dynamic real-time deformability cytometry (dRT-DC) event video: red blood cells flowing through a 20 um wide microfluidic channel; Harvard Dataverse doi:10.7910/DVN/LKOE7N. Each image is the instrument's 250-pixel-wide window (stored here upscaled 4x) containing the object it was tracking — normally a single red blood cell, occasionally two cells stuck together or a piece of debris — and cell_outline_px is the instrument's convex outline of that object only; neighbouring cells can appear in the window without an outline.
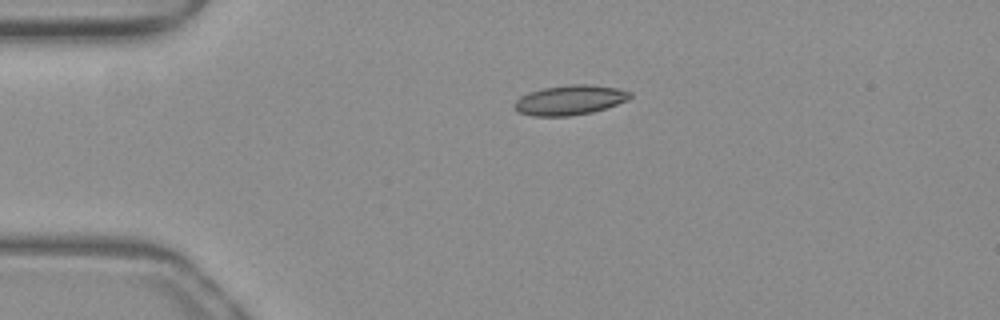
{"species": "common noctule bat (a hibernating species)", "species_latin": "Nyctalus noctula", "temperature_condition": "warm", "stored_images_in_passage": 41, "camera_frame_rate_fps": 3000, "um_per_image_px": 0.085, "animal": {"sex": "female", "body_mass_g": 19.3, "forearm_length_mm": 54.1}, "frame": {"image": 1, "passage_image": 1, "time_ms": 0.0, "image_size_px": [1000, 320], "cell_outline_px": [[632, 96], [628, 100], [592, 112], [568, 116], [532, 116], [520, 112], [512, 104], [520, 96], [528, 92], [544, 88], [572, 84], [588, 84], [616, 88], [632, 92]], "centroid_in_image_um": [48.43, 8.5], "position_along_channel_um": 36.6, "area_um2": 19.94}}
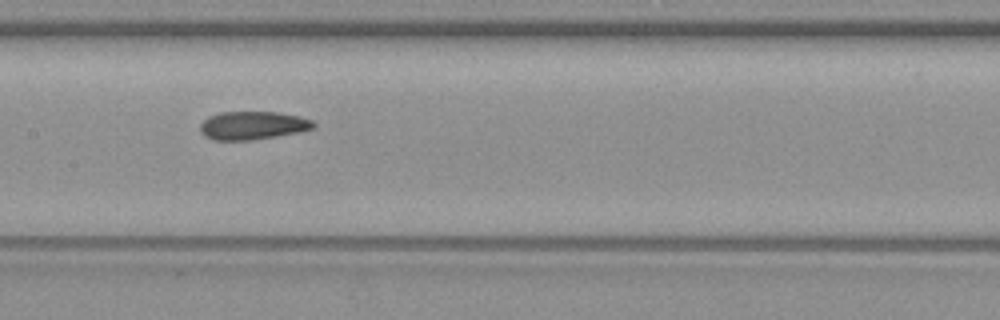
{"frame": {"image": 2, "passage_image": 15, "time_ms": 4.667, "image_size_px": [1000, 320], "cell_outline_px": [[316, 124], [312, 128], [296, 132], [276, 136], [252, 140], [212, 140], [204, 136], [200, 132], [200, 124], [208, 116], [220, 112], [276, 112], [300, 116], [312, 120]], "centroid_in_image_um": [21.43, 10.66], "position_along_channel_um": 186.0, "area_um2": 18.61}}
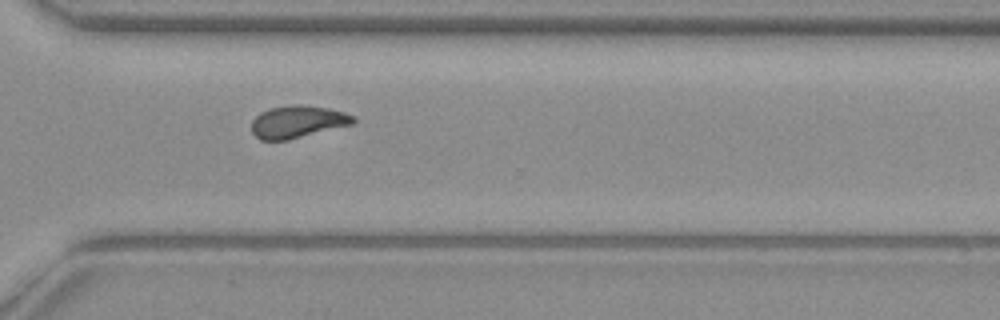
{"frame": {"image": 3, "passage_image": 27, "time_ms": 8.667, "image_size_px": [1000, 320], "cell_outline_px": [[356, 120], [352, 124], [288, 140], [260, 140], [252, 132], [252, 120], [260, 112], [268, 108], [296, 104], [300, 104], [328, 108], [344, 112], [356, 116]], "centroid_in_image_um": [25.29, 10.34], "position_along_channel_um": 345.3, "area_um2": 19.19}, "authors_computed_cell_mechanics": {"area_um2": 19.074, "velocity_mm_per_s": 4.0008, "shape_relaxation_time_tau1_ms": null, "shape_relaxation_time_tau2_ms": 2.4332, "deformation_change_tau1": null, "deformation_change_tau2": 0.0774}}